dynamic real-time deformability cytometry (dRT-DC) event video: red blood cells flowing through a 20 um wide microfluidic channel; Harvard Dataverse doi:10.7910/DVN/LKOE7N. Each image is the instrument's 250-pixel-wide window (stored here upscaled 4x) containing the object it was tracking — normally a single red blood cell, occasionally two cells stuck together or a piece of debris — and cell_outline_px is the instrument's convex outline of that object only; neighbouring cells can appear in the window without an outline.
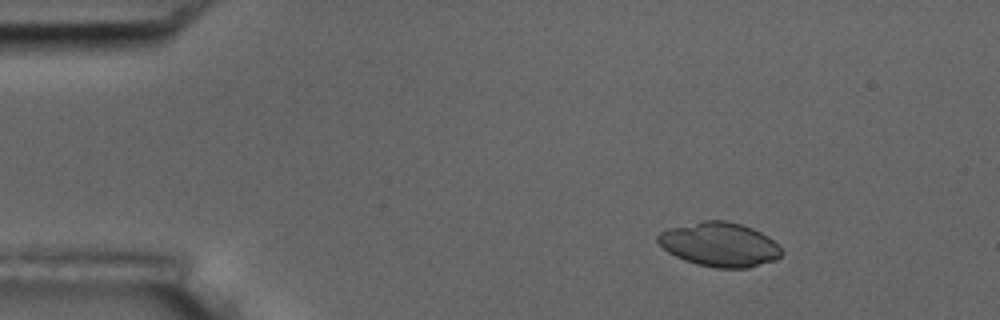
{"species": "common noctule bat (a hibernating species)", "species_latin": "Nyctalus noctula", "temperature_condition": "room temperature", "stored_images_in_passage": 5, "camera_frame_rate_fps": 3000, "um_per_image_px": 0.085, "animal": {"sex": "male", "body_mass_g": 17.5, "forearm_length_mm": 52.3}, "frame": {"image": 1, "passage_image": 3, "time_ms": 0.667, "image_size_px": [1000, 320], "cell_outline_px": [[784, 252], [776, 260], [748, 268], [716, 268], [696, 264], [684, 260], [668, 252], [656, 240], [656, 236], [660, 232], [668, 228], [704, 220], [724, 220], [740, 224], [752, 228], [768, 236]], "centroid_in_image_um": [61.15, 20.79], "position_along_channel_um": 23.8, "area_um2": 31.85}}